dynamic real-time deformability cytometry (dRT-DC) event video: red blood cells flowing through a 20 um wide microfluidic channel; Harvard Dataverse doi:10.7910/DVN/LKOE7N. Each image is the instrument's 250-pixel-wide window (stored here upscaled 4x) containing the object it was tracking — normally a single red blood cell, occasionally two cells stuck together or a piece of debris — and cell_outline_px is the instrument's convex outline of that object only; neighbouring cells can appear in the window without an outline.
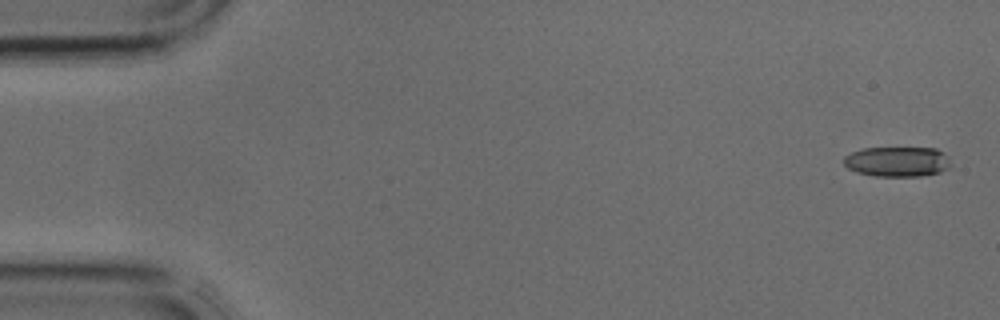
{"species": "common noctule bat (a hibernating species)", "species_latin": "Nyctalus noctula", "temperature_condition": "cold", "stored_images_in_passage": 4, "camera_frame_rate_fps": 3000, "um_per_image_px": 0.085, "animal": {"sex": "male", "body_mass_g": 17.9, "forearm_length_mm": 54.2}, "frame": {"image": 1, "passage_image": 1, "time_ms": 0.0, "image_size_px": [1000, 320], "cell_outline_px": [[952, 164], [948, 168], [940, 172], [920, 176], [876, 176], [856, 172], [848, 168], [844, 164], [844, 156], [852, 152], [864, 148], [936, 148], [944, 152]], "centroid_in_image_um": [76.29, 13.73], "position_along_channel_um": 8.7, "area_um2": 18.79}}
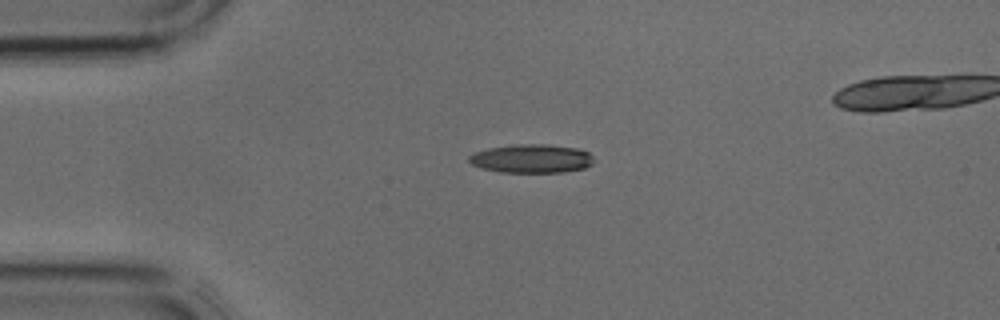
{"frame": {"image": 2, "passage_image": 3, "time_ms": 0.667, "image_size_px": [1000, 320], "cell_outline_px": [[592, 164], [584, 168], [564, 172], [500, 172], [480, 168], [472, 164], [468, 160], [468, 156], [476, 152], [488, 148], [512, 144], [548, 144], [576, 148], [588, 152], [592, 156]], "centroid_in_image_um": [45.16, 13.48], "position_along_channel_um": 39.8, "area_um2": 20.87}}